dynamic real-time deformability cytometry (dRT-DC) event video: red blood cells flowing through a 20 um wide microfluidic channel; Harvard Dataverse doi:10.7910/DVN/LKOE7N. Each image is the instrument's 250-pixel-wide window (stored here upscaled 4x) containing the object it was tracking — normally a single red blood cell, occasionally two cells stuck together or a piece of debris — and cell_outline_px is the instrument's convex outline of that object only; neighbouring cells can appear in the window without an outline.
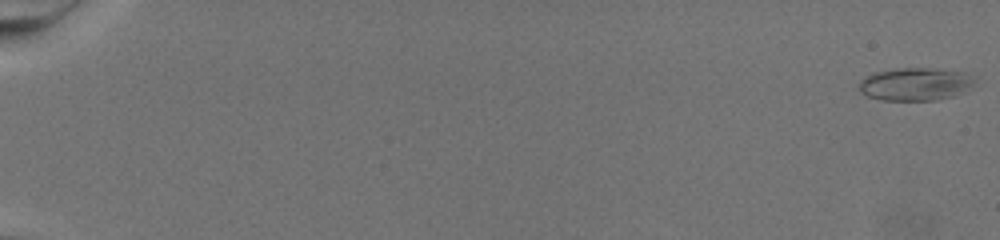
{"species": "common noctule bat (a hibernating species)", "species_latin": "Nyctalus noctula", "temperature_condition": "warm", "stored_images_in_passage": 77, "camera_frame_rate_fps": 3000, "um_per_image_px": 0.085, "animal": {"sex": "female", "body_mass_g": 19.5, "forearm_length_mm": 54.1}, "frame": {"image": 1, "passage_image": 1, "time_ms": 0.0, "image_size_px": [1000, 240], "cell_outline_px": [[972, 84], [952, 96], [936, 100], [880, 100], [868, 96], [860, 92], [860, 80], [872, 72], [900, 68], [928, 68], [960, 72], [972, 80]], "centroid_in_image_um": [77.65, 7.15], "position_along_channel_um": 7.3, "area_um2": 21.44}}
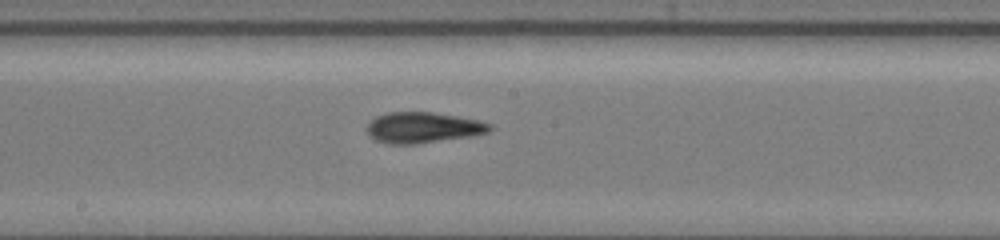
{"frame": {"image": 2, "passage_image": 46, "time_ms": 15.0, "image_size_px": [1000, 240], "cell_outline_px": [[492, 128], [488, 132], [472, 136], [416, 144], [388, 144], [376, 140], [368, 136], [368, 124], [376, 116], [388, 112], [432, 112], [456, 116], [476, 120], [492, 124]], "centroid_in_image_um": [35.94, 10.85], "position_along_channel_um": 212.3, "area_um2": 21.96}}
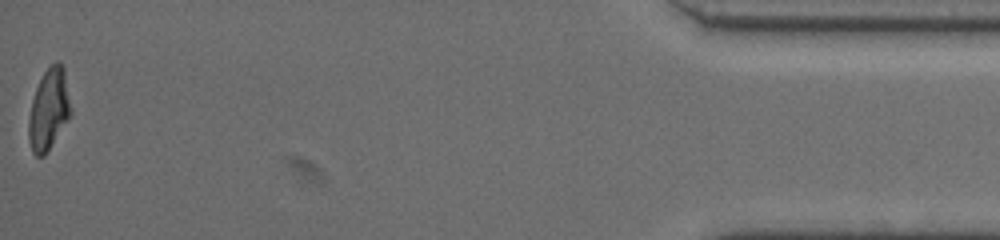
{"frame": {"image": 3, "passage_image": 77, "time_ms": 25.333, "image_size_px": [1000, 240], "cell_outline_px": [[72, 112], [68, 120], [48, 152], [44, 156], [36, 156], [32, 152], [28, 140], [28, 120], [32, 100], [36, 88], [44, 72], [56, 60], [64, 68], [72, 108]], "centroid_in_image_um": [4.16, 9.34], "position_along_channel_um": 431.0, "area_um2": 20.11}}